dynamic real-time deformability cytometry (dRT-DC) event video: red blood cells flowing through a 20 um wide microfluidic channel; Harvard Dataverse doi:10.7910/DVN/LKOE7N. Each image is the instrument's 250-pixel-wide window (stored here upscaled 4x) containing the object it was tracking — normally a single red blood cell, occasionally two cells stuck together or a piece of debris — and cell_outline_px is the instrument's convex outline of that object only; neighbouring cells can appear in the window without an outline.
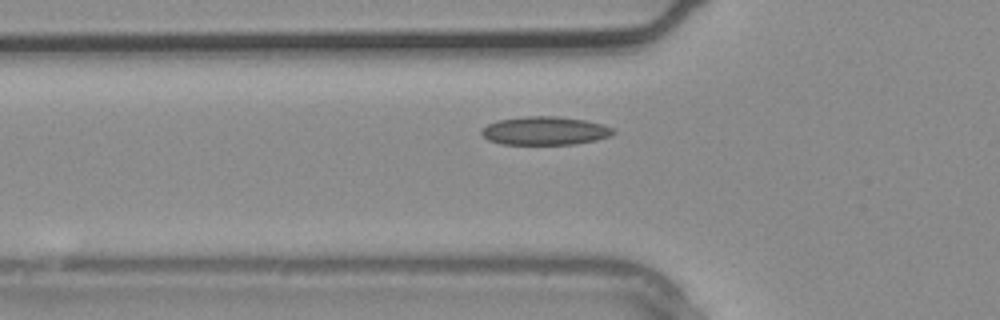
{"species": "common noctule bat (a hibernating species)", "species_latin": "Nyctalus noctula", "temperature_condition": "warm", "stored_images_in_passage": 5, "segment_of_instrument_passage": [2, 2], "camera_frame_rate_fps": 3000, "um_per_image_px": 0.085, "animal": {"sex": "male", "body_mass_g": 20.4}, "frame": {"image": 1, "passage_image": 5, "time_ms": 1.333, "image_size_px": [1000, 320], "cell_outline_px": [[616, 132], [612, 136], [596, 140], [576, 144], [500, 144], [488, 140], [480, 132], [480, 128], [496, 120], [524, 116], [560, 116], [584, 120], [604, 124], [612, 128]], "centroid_in_image_um": [46.31, 11.11], "position_along_channel_um": 79.5, "area_um2": 22.08}}